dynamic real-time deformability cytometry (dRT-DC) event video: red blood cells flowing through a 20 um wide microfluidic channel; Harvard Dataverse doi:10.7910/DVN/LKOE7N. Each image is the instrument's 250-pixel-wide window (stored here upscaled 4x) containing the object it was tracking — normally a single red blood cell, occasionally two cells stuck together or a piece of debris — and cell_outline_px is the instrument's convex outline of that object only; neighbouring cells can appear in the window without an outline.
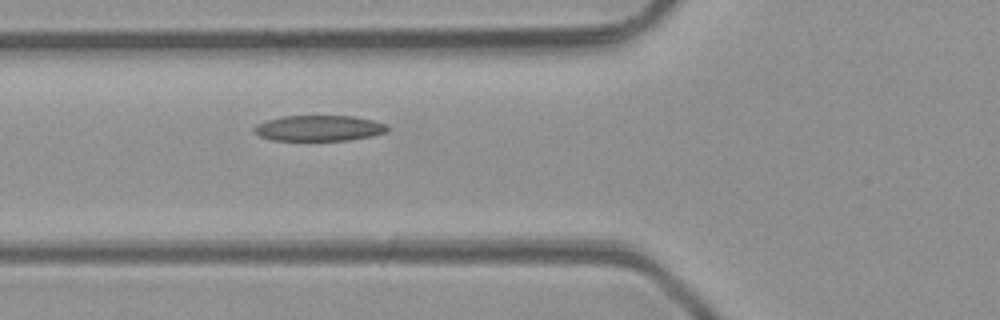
{"species": "common noctule bat (a hibernating species)", "species_latin": "Nyctalus noctula", "temperature_condition": "room temperature", "stored_images_in_passage": 4, "camera_frame_rate_fps": 3000, "um_per_image_px": 0.085, "animal": {"sex": "male", "body_mass_g": 23.1, "forearm_length_mm": 52.7}, "frame": {"image": 1, "passage_image": 4, "time_ms": 3.667, "image_size_px": [1000, 320], "cell_outline_px": [[388, 132], [372, 136], [348, 140], [272, 140], [260, 136], [252, 132], [252, 128], [256, 124], [280, 116], [352, 116], [372, 120], [388, 124]], "centroid_in_image_um": [27.1, 10.89], "position_along_channel_um": 98.7, "area_um2": 20.06}}